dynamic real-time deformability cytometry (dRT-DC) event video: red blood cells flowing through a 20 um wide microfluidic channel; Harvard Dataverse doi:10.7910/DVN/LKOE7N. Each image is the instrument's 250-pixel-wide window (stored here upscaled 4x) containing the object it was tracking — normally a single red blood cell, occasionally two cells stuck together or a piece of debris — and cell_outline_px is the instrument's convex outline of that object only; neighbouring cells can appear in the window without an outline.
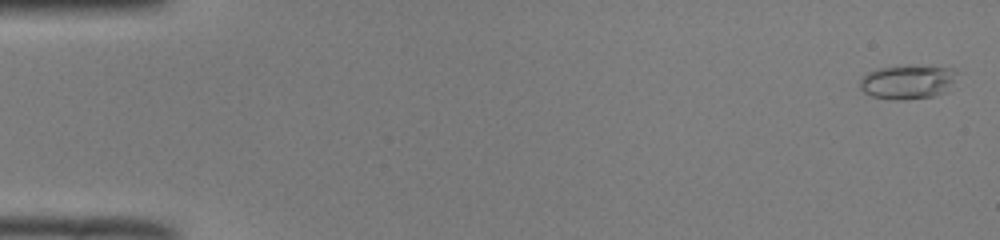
{"species": "common noctule bat (a hibernating species)", "species_latin": "Nyctalus noctula", "temperature_condition": "room temperature", "stored_images_in_passage": 52, "camera_frame_rate_fps": 3000, "um_per_image_px": 0.085, "animal": {"sex": "male", "body_mass_g": 19.0, "forearm_length_mm": 50.8}, "frame": {"image": 1, "passage_image": 2, "time_ms": 0.333, "image_size_px": [1000, 240], "cell_outline_px": [[956, 72], [952, 80], [944, 92], [932, 96], [904, 100], [896, 100], [872, 96], [864, 92], [860, 88], [860, 80], [868, 72], [880, 68], [956, 68]], "centroid_in_image_um": [77.07, 7.01], "position_along_channel_um": 7.9, "area_um2": 18.15}}
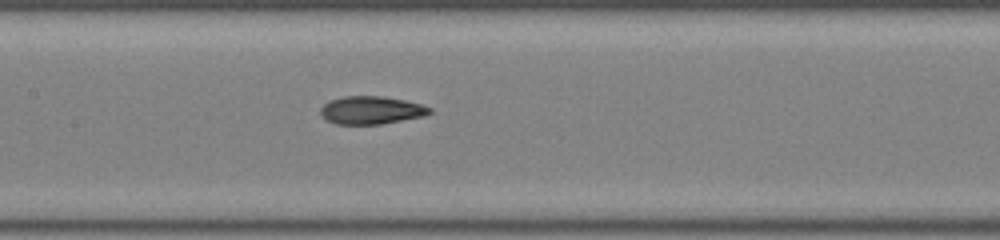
{"frame": {"image": 2, "passage_image": 26, "time_ms": 8.333, "image_size_px": [1000, 240], "cell_outline_px": [[432, 112], [424, 116], [380, 124], [336, 124], [320, 116], [320, 108], [324, 104], [332, 100], [344, 96], [384, 96], [404, 100], [420, 104], [432, 108]], "centroid_in_image_um": [31.55, 9.36], "position_along_channel_um": 175.8, "area_um2": 17.69}}
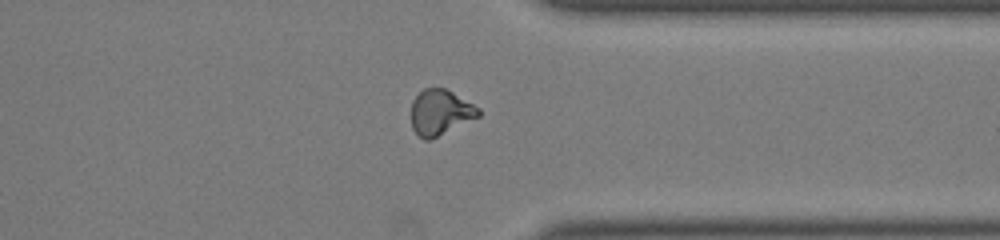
{"frame": {"image": 3, "passage_image": 41, "time_ms": 13.333, "image_size_px": [1000, 240], "cell_outline_px": [[480, 116], [428, 140], [424, 140], [412, 128], [412, 100], [424, 88], [444, 88], [452, 92], [480, 108]], "centroid_in_image_um": [37.42, 9.53], "position_along_channel_um": 374.0, "area_um2": 17.46}, "authors_computed_cell_mechanics": {"area_um2": 18.0336, "velocity_mm_per_s": 4.0059, "shape_relaxation_time_tau1_ms": null, "shape_relaxation_time_tau2_ms": 1.8985, "deformation_change_tau1": null, "deformation_change_tau2": 0.0701}}